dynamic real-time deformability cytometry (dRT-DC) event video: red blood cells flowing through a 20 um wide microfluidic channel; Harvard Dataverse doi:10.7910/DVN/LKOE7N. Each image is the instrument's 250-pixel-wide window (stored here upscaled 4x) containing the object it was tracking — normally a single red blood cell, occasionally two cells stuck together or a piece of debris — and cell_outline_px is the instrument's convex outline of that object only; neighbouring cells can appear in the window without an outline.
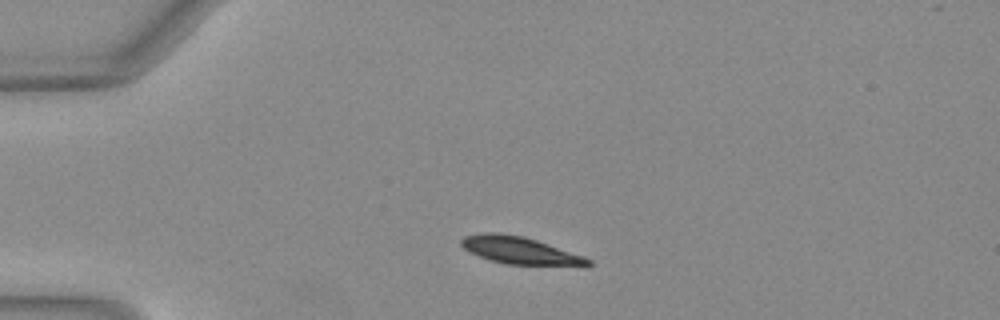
{"species": "Egyptian fruit bat (a non-hibernating species)", "species_latin": "Rousettus aegyptiacus", "temperature_condition": "warm", "stored_images_in_passage": 40, "camera_frame_rate_fps": 3000, "um_per_image_px": 0.085, "animal": {"sex": "female"}, "frame": {"image": 1, "passage_image": 1, "time_ms": 0.0, "image_size_px": [1000, 320], "cell_outline_px": [[592, 264], [504, 264], [488, 260], [464, 248], [460, 244], [460, 240], [464, 236], [484, 232], [500, 232], [524, 236], [584, 256], [592, 260]], "centroid_in_image_um": [44.09, 21.25], "position_along_channel_um": 40.9, "area_um2": 19.65}}
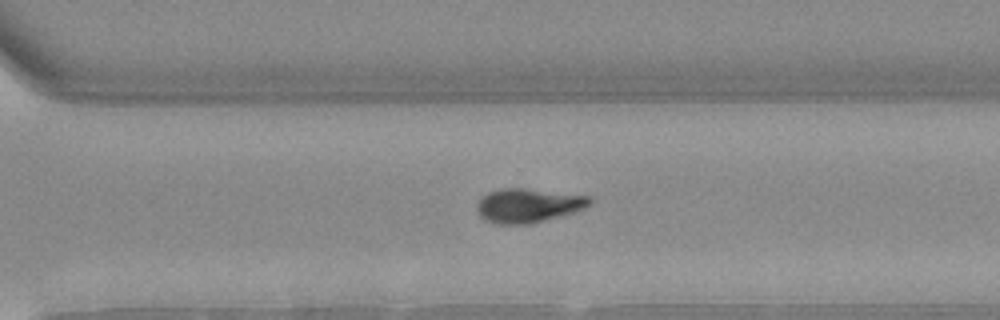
{"frame": {"image": 2, "passage_image": 25, "time_ms": 8.0, "image_size_px": [1000, 320], "cell_outline_px": [[592, 204], [584, 208], [572, 212], [528, 224], [496, 224], [484, 220], [480, 216], [476, 208], [476, 204], [488, 192], [500, 188], [520, 188], [588, 196], [592, 200]], "centroid_in_image_um": [44.84, 17.47], "position_along_channel_um": 325.8, "area_um2": 22.02}}
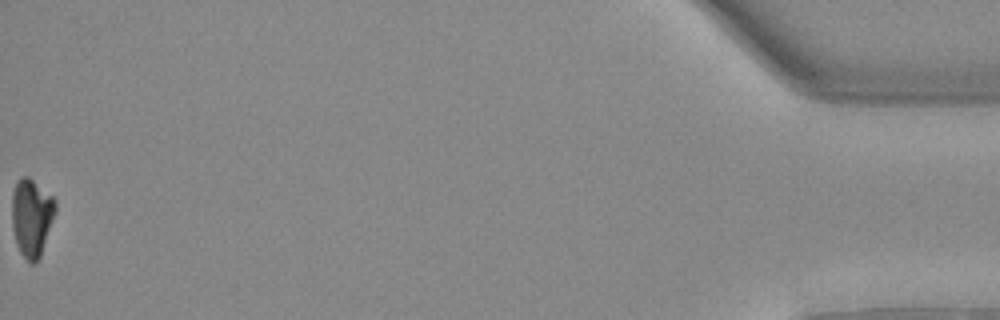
{"frame": {"image": 3, "passage_image": 40, "time_ms": 13.0, "image_size_px": [1000, 320], "cell_outline_px": [[56, 212], [40, 256], [32, 264], [24, 260], [16, 244], [12, 228], [12, 192], [20, 176], [28, 176], [52, 196], [56, 200]], "centroid_in_image_um": [2.68, 18.48], "position_along_channel_um": 432.5, "area_um2": 19.83}, "authors_computed_cell_mechanics": {"area_um2": 21.386, "velocity_mm_per_s": 4.0428, "shape_relaxation_time_tau1_ms": 2.2873, "shape_relaxation_time_tau2_ms": 5.9048, "deformation_change_tau1": 0.1526, "deformation_change_tau2": 0.1005}}